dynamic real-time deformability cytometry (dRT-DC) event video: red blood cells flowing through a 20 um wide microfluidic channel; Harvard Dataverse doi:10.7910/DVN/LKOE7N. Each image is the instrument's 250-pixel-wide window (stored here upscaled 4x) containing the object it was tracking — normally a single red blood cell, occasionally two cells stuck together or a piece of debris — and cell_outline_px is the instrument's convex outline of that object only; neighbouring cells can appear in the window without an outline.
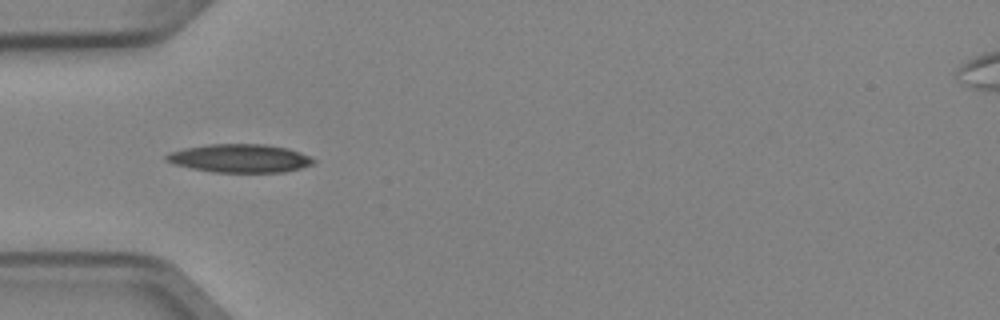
{"species": "Egyptian fruit bat (a non-hibernating species)", "species_latin": "Rousettus aegyptiacus", "temperature_condition": "cold", "stored_images_in_passage": 8, "camera_frame_rate_fps": 3000, "um_per_image_px": 0.085, "animal": {"sex": "female"}, "frame": {"image": 1, "passage_image": 5, "time_ms": 1.333, "image_size_px": [1000, 320], "cell_outline_px": [[316, 160], [312, 164], [300, 168], [284, 172], [212, 172], [192, 168], [176, 164], [168, 160], [164, 156], [168, 152], [184, 148], [208, 144], [264, 144], [288, 148], [300, 152]], "centroid_in_image_um": [20.39, 13.45], "position_along_channel_um": 64.6, "area_um2": 24.16}}
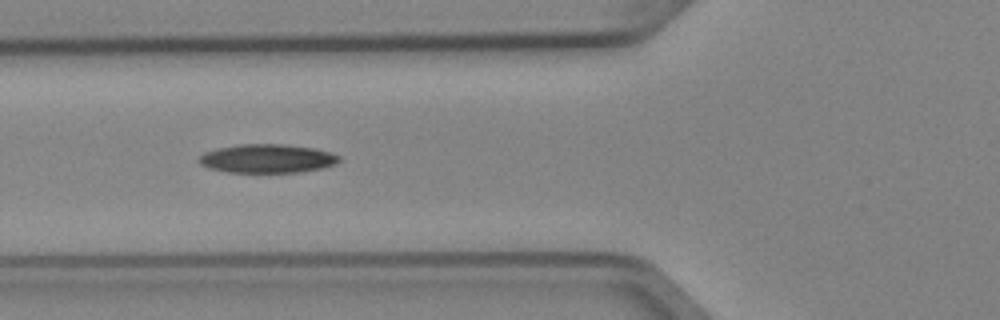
{"frame": {"image": 2, "passage_image": 6, "time_ms": 1.667, "image_size_px": [1000, 320], "cell_outline_px": [[340, 160], [336, 164], [324, 168], [300, 172], [228, 172], [208, 168], [200, 164], [196, 160], [204, 152], [216, 148], [240, 144], [284, 144], [312, 148], [328, 152], [340, 156]], "centroid_in_image_um": [22.68, 13.48], "position_along_channel_um": 103.1, "area_um2": 23.52}}
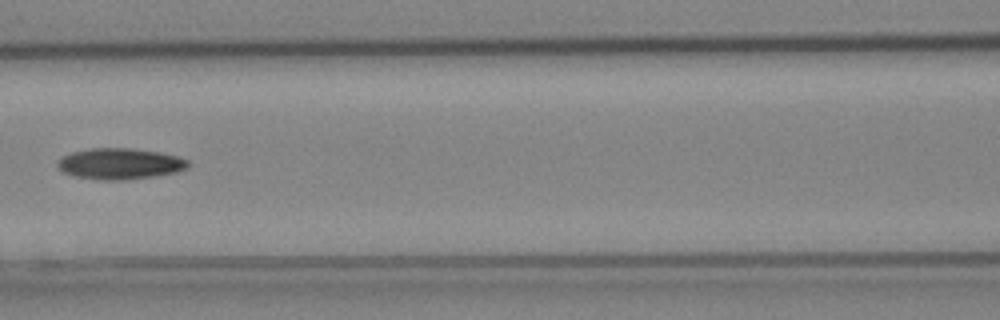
{"frame": {"image": 3, "passage_image": 7, "time_ms": 2.0, "image_size_px": [1000, 320], "cell_outline_px": [[188, 168], [176, 172], [156, 176], [124, 180], [100, 180], [76, 176], [64, 172], [56, 164], [64, 156], [72, 152], [92, 148], [128, 148], [160, 152], [176, 156], [188, 160]], "centroid_in_image_um": [10.22, 13.92], "position_along_channel_um": 156.4, "area_um2": 23.41}}